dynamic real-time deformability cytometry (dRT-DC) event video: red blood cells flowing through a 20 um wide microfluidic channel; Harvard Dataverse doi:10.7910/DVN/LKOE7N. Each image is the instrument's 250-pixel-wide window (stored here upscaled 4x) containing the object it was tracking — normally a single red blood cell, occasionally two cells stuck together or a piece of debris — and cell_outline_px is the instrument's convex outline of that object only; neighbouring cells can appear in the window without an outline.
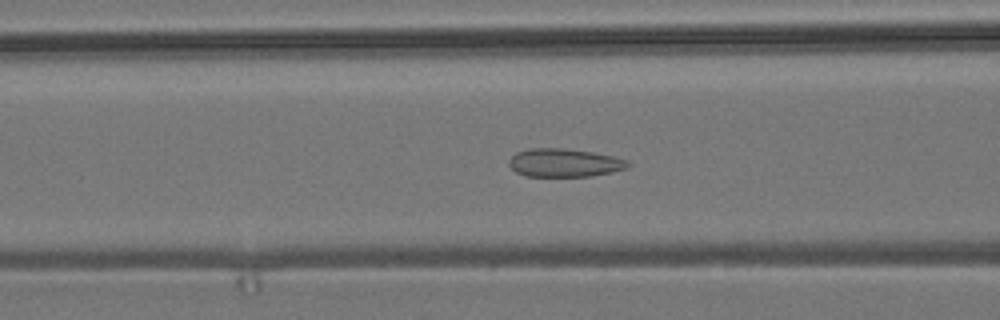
{"species": "common noctule bat (a hibernating species)", "species_latin": "Nyctalus noctula", "temperature_condition": "room temperature", "stored_images_in_passage": 55, "camera_frame_rate_fps": 3000, "um_per_image_px": 0.085, "animal": {"sex": "male", "body_mass_g": 19.2, "forearm_length_mm": 51.8}, "frame": {"image": 1, "passage_image": 22, "time_ms": 7.0, "image_size_px": [1000, 320], "cell_outline_px": [[632, 164], [628, 168], [612, 172], [588, 176], [524, 176], [516, 172], [508, 164], [508, 160], [516, 152], [528, 148], [564, 148], [592, 152], [612, 156], [628, 160]], "centroid_in_image_um": [47.97, 13.83], "position_along_channel_um": 118.6, "area_um2": 19.71}}
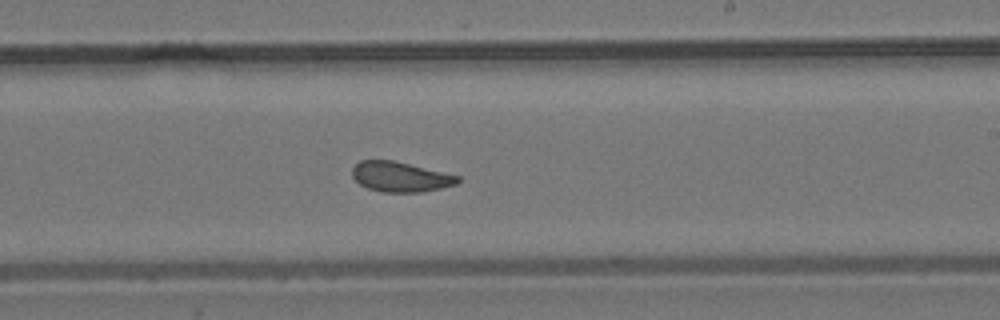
{"frame": {"image": 2, "passage_image": 33, "time_ms": 10.667, "image_size_px": [1000, 320], "cell_outline_px": [[460, 180], [456, 184], [440, 188], [420, 192], [384, 192], [368, 188], [360, 184], [352, 176], [352, 168], [360, 160], [392, 160], [460, 176]], "centroid_in_image_um": [34.01, 15.03], "position_along_channel_um": 255.0, "area_um2": 18.26}}
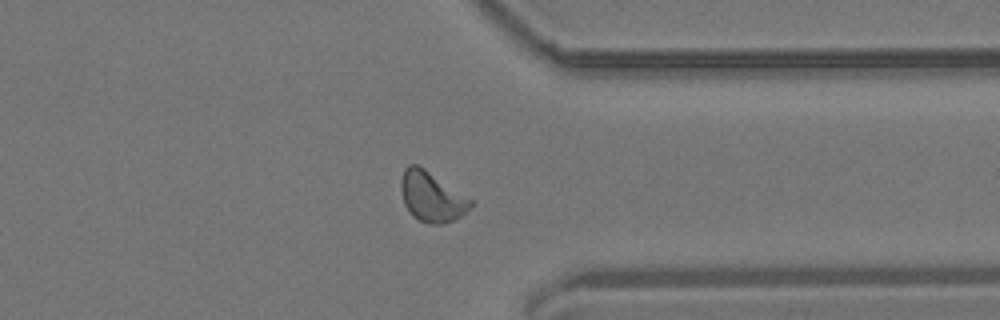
{"frame": {"image": 3, "passage_image": 43, "time_ms": 14.0, "image_size_px": [1000, 320], "cell_outline_px": [[476, 204], [456, 220], [444, 224], [428, 224], [412, 216], [404, 204], [400, 188], [400, 180], [404, 168], [408, 164], [416, 164], [424, 168], [476, 200]], "centroid_in_image_um": [36.75, 16.72], "position_along_channel_um": 374.7, "area_um2": 20.98}, "authors_computed_cell_mechanics": {"area_um2": 19.7098, "velocity_mm_per_s": 3.7176, "shape_relaxation_time_tau1_ms": 7.9123, "shape_relaxation_time_tau2_ms": 1.8577, "deformation_change_tau1": 0.1188, "deformation_change_tau2": 0.0597}}